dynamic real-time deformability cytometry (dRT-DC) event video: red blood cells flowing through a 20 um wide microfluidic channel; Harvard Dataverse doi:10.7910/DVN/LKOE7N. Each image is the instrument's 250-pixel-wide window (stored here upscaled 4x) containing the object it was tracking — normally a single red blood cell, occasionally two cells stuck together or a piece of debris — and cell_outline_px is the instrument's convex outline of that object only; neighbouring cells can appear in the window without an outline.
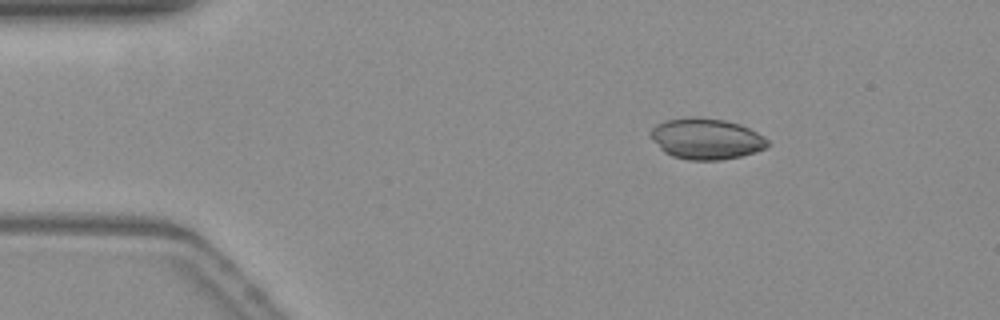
{"species": "common noctule bat (a hibernating species)", "species_latin": "Nyctalus noctula", "temperature_condition": "warm", "stored_images_in_passage": 46, "camera_frame_rate_fps": 3000, "um_per_image_px": 0.085, "animal": {"sex": "female", "body_mass_g": 19.3, "forearm_length_mm": 54.1}, "frame": {"image": 1, "passage_image": 1, "time_ms": 0.0, "image_size_px": [1000, 320], "cell_outline_px": [[768, 144], [764, 148], [756, 152], [740, 156], [720, 160], [688, 160], [672, 156], [664, 152], [660, 148], [652, 136], [652, 128], [656, 124], [668, 120], [696, 116], [724, 120], [740, 124], [756, 132], [768, 140]], "centroid_in_image_um": [60.04, 11.8], "position_along_channel_um": 25.0, "area_um2": 27.57}}
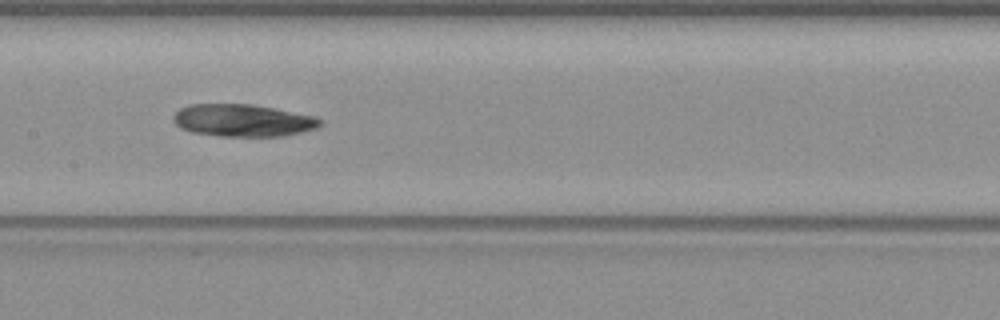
{"frame": {"image": 2, "passage_image": 19, "time_ms": 6.0, "image_size_px": [1000, 320], "cell_outline_px": [[320, 124], [316, 128], [284, 136], [220, 136], [192, 132], [180, 128], [172, 120], [172, 116], [180, 108], [188, 104], [252, 104], [312, 116], [320, 120]], "centroid_in_image_um": [20.56, 10.23], "position_along_channel_um": 186.8, "area_um2": 27.4}}
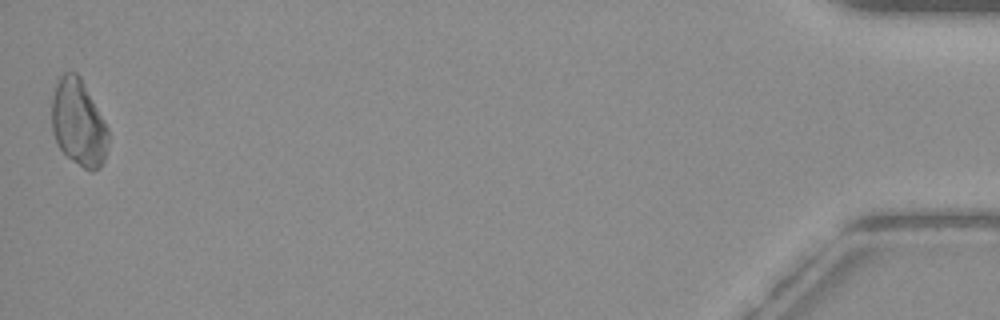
{"frame": {"image": 3, "passage_image": 46, "time_ms": 15.0, "image_size_px": [1000, 320], "cell_outline_px": [[108, 148], [104, 160], [100, 168], [92, 172], [84, 168], [72, 160], [56, 144], [52, 132], [52, 96], [56, 84], [60, 76], [64, 72], [76, 72], [80, 76], [104, 120], [108, 128]], "centroid_in_image_um": [6.67, 10.45], "position_along_channel_um": 428.5, "area_um2": 28.61}}